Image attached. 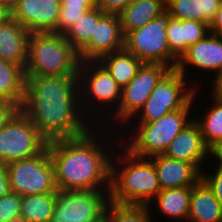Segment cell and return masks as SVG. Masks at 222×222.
I'll use <instances>...</instances> for the list:
<instances>
[{
	"label": "cell",
	"mask_w": 222,
	"mask_h": 222,
	"mask_svg": "<svg viewBox=\"0 0 222 222\" xmlns=\"http://www.w3.org/2000/svg\"><path fill=\"white\" fill-rule=\"evenodd\" d=\"M119 144V132L104 126L48 142L57 190H110L111 159Z\"/></svg>",
	"instance_id": "6da1fadb"
},
{
	"label": "cell",
	"mask_w": 222,
	"mask_h": 222,
	"mask_svg": "<svg viewBox=\"0 0 222 222\" xmlns=\"http://www.w3.org/2000/svg\"><path fill=\"white\" fill-rule=\"evenodd\" d=\"M21 110L48 141L86 134L94 125L80 105L78 76H25Z\"/></svg>",
	"instance_id": "7a4b0ae2"
},
{
	"label": "cell",
	"mask_w": 222,
	"mask_h": 222,
	"mask_svg": "<svg viewBox=\"0 0 222 222\" xmlns=\"http://www.w3.org/2000/svg\"><path fill=\"white\" fill-rule=\"evenodd\" d=\"M160 191L153 161L132 155L119 144L111 159L110 200L148 205Z\"/></svg>",
	"instance_id": "3957f363"
},
{
	"label": "cell",
	"mask_w": 222,
	"mask_h": 222,
	"mask_svg": "<svg viewBox=\"0 0 222 222\" xmlns=\"http://www.w3.org/2000/svg\"><path fill=\"white\" fill-rule=\"evenodd\" d=\"M193 119L192 99L184 108L169 112L156 121L128 123L119 131L120 144L132 155L142 158L164 154L169 144Z\"/></svg>",
	"instance_id": "277c9868"
},
{
	"label": "cell",
	"mask_w": 222,
	"mask_h": 222,
	"mask_svg": "<svg viewBox=\"0 0 222 222\" xmlns=\"http://www.w3.org/2000/svg\"><path fill=\"white\" fill-rule=\"evenodd\" d=\"M80 64L78 51L64 35L30 33L25 76H78Z\"/></svg>",
	"instance_id": "5b68a950"
},
{
	"label": "cell",
	"mask_w": 222,
	"mask_h": 222,
	"mask_svg": "<svg viewBox=\"0 0 222 222\" xmlns=\"http://www.w3.org/2000/svg\"><path fill=\"white\" fill-rule=\"evenodd\" d=\"M78 79L84 115L102 126L118 110L122 88L99 61L81 62Z\"/></svg>",
	"instance_id": "8992f818"
},
{
	"label": "cell",
	"mask_w": 222,
	"mask_h": 222,
	"mask_svg": "<svg viewBox=\"0 0 222 222\" xmlns=\"http://www.w3.org/2000/svg\"><path fill=\"white\" fill-rule=\"evenodd\" d=\"M170 70L163 64L142 63L134 78L122 88L118 110L102 126L121 131L139 113L156 85Z\"/></svg>",
	"instance_id": "52a82bcc"
},
{
	"label": "cell",
	"mask_w": 222,
	"mask_h": 222,
	"mask_svg": "<svg viewBox=\"0 0 222 222\" xmlns=\"http://www.w3.org/2000/svg\"><path fill=\"white\" fill-rule=\"evenodd\" d=\"M170 14L165 9L146 25L124 36V49L142 63H158L176 68L178 59L170 52L166 28Z\"/></svg>",
	"instance_id": "ba28073f"
},
{
	"label": "cell",
	"mask_w": 222,
	"mask_h": 222,
	"mask_svg": "<svg viewBox=\"0 0 222 222\" xmlns=\"http://www.w3.org/2000/svg\"><path fill=\"white\" fill-rule=\"evenodd\" d=\"M196 87L176 69L170 70L156 85L143 108L129 123H149L165 114L184 108Z\"/></svg>",
	"instance_id": "9c48e42d"
},
{
	"label": "cell",
	"mask_w": 222,
	"mask_h": 222,
	"mask_svg": "<svg viewBox=\"0 0 222 222\" xmlns=\"http://www.w3.org/2000/svg\"><path fill=\"white\" fill-rule=\"evenodd\" d=\"M47 145L48 141L19 108L0 130V162L8 164L33 157Z\"/></svg>",
	"instance_id": "30bf717a"
},
{
	"label": "cell",
	"mask_w": 222,
	"mask_h": 222,
	"mask_svg": "<svg viewBox=\"0 0 222 222\" xmlns=\"http://www.w3.org/2000/svg\"><path fill=\"white\" fill-rule=\"evenodd\" d=\"M6 166L12 192L21 196L57 192L48 147L33 157L16 160Z\"/></svg>",
	"instance_id": "8fae6325"
},
{
	"label": "cell",
	"mask_w": 222,
	"mask_h": 222,
	"mask_svg": "<svg viewBox=\"0 0 222 222\" xmlns=\"http://www.w3.org/2000/svg\"><path fill=\"white\" fill-rule=\"evenodd\" d=\"M175 69L183 74L196 88H199L200 85V88L205 91L206 89L202 86H206L205 88L210 87L222 75V36L209 33L202 40L189 46L178 60ZM202 73L207 74L203 76L206 80L201 76L203 75ZM192 75L194 76L193 78L191 77ZM201 77L204 81H209L210 83L208 82L205 85V82L201 81Z\"/></svg>",
	"instance_id": "7c38bea8"
},
{
	"label": "cell",
	"mask_w": 222,
	"mask_h": 222,
	"mask_svg": "<svg viewBox=\"0 0 222 222\" xmlns=\"http://www.w3.org/2000/svg\"><path fill=\"white\" fill-rule=\"evenodd\" d=\"M110 190H57L50 222H105Z\"/></svg>",
	"instance_id": "4fadbf2b"
},
{
	"label": "cell",
	"mask_w": 222,
	"mask_h": 222,
	"mask_svg": "<svg viewBox=\"0 0 222 222\" xmlns=\"http://www.w3.org/2000/svg\"><path fill=\"white\" fill-rule=\"evenodd\" d=\"M61 0H19L11 17L29 33H56Z\"/></svg>",
	"instance_id": "5bb4252c"
},
{
	"label": "cell",
	"mask_w": 222,
	"mask_h": 222,
	"mask_svg": "<svg viewBox=\"0 0 222 222\" xmlns=\"http://www.w3.org/2000/svg\"><path fill=\"white\" fill-rule=\"evenodd\" d=\"M124 48L118 14L105 13L95 26L90 41L78 52L81 62L98 61L102 56Z\"/></svg>",
	"instance_id": "9a60e30c"
},
{
	"label": "cell",
	"mask_w": 222,
	"mask_h": 222,
	"mask_svg": "<svg viewBox=\"0 0 222 222\" xmlns=\"http://www.w3.org/2000/svg\"><path fill=\"white\" fill-rule=\"evenodd\" d=\"M164 155L193 164L202 172L209 160V147L194 119L169 144Z\"/></svg>",
	"instance_id": "2e32d148"
},
{
	"label": "cell",
	"mask_w": 222,
	"mask_h": 222,
	"mask_svg": "<svg viewBox=\"0 0 222 222\" xmlns=\"http://www.w3.org/2000/svg\"><path fill=\"white\" fill-rule=\"evenodd\" d=\"M207 89H209V93L211 94L206 95L201 93L200 95V92L203 91L202 88H196L193 96V105L195 107L194 120L198 123L201 129L205 144L210 147L216 141L222 139V96L218 95L208 87ZM209 99L210 102H208ZM197 102H201L202 104H198ZM206 103H208V105ZM203 108H205V110H203Z\"/></svg>",
	"instance_id": "e0dca14e"
},
{
	"label": "cell",
	"mask_w": 222,
	"mask_h": 222,
	"mask_svg": "<svg viewBox=\"0 0 222 222\" xmlns=\"http://www.w3.org/2000/svg\"><path fill=\"white\" fill-rule=\"evenodd\" d=\"M193 186L176 187L172 189H161L159 194L148 204L153 222H157L156 217L168 219L175 222H187L190 211V198ZM158 213V216L156 214ZM160 214V215H159ZM162 215V216H161ZM175 219V220H174ZM177 220V221H176Z\"/></svg>",
	"instance_id": "ac0fdd59"
},
{
	"label": "cell",
	"mask_w": 222,
	"mask_h": 222,
	"mask_svg": "<svg viewBox=\"0 0 222 222\" xmlns=\"http://www.w3.org/2000/svg\"><path fill=\"white\" fill-rule=\"evenodd\" d=\"M157 171L161 189L194 186L202 178V172L193 164L171 159L164 154L150 157Z\"/></svg>",
	"instance_id": "d6986e66"
},
{
	"label": "cell",
	"mask_w": 222,
	"mask_h": 222,
	"mask_svg": "<svg viewBox=\"0 0 222 222\" xmlns=\"http://www.w3.org/2000/svg\"><path fill=\"white\" fill-rule=\"evenodd\" d=\"M30 33L12 17L0 24V58L21 66L27 63Z\"/></svg>",
	"instance_id": "ffe728a7"
},
{
	"label": "cell",
	"mask_w": 222,
	"mask_h": 222,
	"mask_svg": "<svg viewBox=\"0 0 222 222\" xmlns=\"http://www.w3.org/2000/svg\"><path fill=\"white\" fill-rule=\"evenodd\" d=\"M187 222H222V206L202 179L192 188Z\"/></svg>",
	"instance_id": "44dd1931"
},
{
	"label": "cell",
	"mask_w": 222,
	"mask_h": 222,
	"mask_svg": "<svg viewBox=\"0 0 222 222\" xmlns=\"http://www.w3.org/2000/svg\"><path fill=\"white\" fill-rule=\"evenodd\" d=\"M165 6L166 0H134L118 14L123 35L152 21Z\"/></svg>",
	"instance_id": "7402d4cb"
},
{
	"label": "cell",
	"mask_w": 222,
	"mask_h": 222,
	"mask_svg": "<svg viewBox=\"0 0 222 222\" xmlns=\"http://www.w3.org/2000/svg\"><path fill=\"white\" fill-rule=\"evenodd\" d=\"M24 69L0 58V99L15 103L21 108L25 97Z\"/></svg>",
	"instance_id": "603a6c76"
},
{
	"label": "cell",
	"mask_w": 222,
	"mask_h": 222,
	"mask_svg": "<svg viewBox=\"0 0 222 222\" xmlns=\"http://www.w3.org/2000/svg\"><path fill=\"white\" fill-rule=\"evenodd\" d=\"M121 87H125L136 75L142 62L124 48L106 54L98 60Z\"/></svg>",
	"instance_id": "cb8c5ba5"
},
{
	"label": "cell",
	"mask_w": 222,
	"mask_h": 222,
	"mask_svg": "<svg viewBox=\"0 0 222 222\" xmlns=\"http://www.w3.org/2000/svg\"><path fill=\"white\" fill-rule=\"evenodd\" d=\"M56 204V193L22 196L20 222H50Z\"/></svg>",
	"instance_id": "d4e9b609"
},
{
	"label": "cell",
	"mask_w": 222,
	"mask_h": 222,
	"mask_svg": "<svg viewBox=\"0 0 222 222\" xmlns=\"http://www.w3.org/2000/svg\"><path fill=\"white\" fill-rule=\"evenodd\" d=\"M104 14L96 5L69 29L64 35L65 39L79 52L90 41L95 26Z\"/></svg>",
	"instance_id": "484cf974"
},
{
	"label": "cell",
	"mask_w": 222,
	"mask_h": 222,
	"mask_svg": "<svg viewBox=\"0 0 222 222\" xmlns=\"http://www.w3.org/2000/svg\"><path fill=\"white\" fill-rule=\"evenodd\" d=\"M147 204L117 203L109 200L105 222H153Z\"/></svg>",
	"instance_id": "4316f807"
},
{
	"label": "cell",
	"mask_w": 222,
	"mask_h": 222,
	"mask_svg": "<svg viewBox=\"0 0 222 222\" xmlns=\"http://www.w3.org/2000/svg\"><path fill=\"white\" fill-rule=\"evenodd\" d=\"M97 5V0H61L56 34L65 35L86 12Z\"/></svg>",
	"instance_id": "83f0119b"
},
{
	"label": "cell",
	"mask_w": 222,
	"mask_h": 222,
	"mask_svg": "<svg viewBox=\"0 0 222 222\" xmlns=\"http://www.w3.org/2000/svg\"><path fill=\"white\" fill-rule=\"evenodd\" d=\"M166 35L170 52L179 60L189 47L186 44L185 20L170 17Z\"/></svg>",
	"instance_id": "f1b7e54d"
},
{
	"label": "cell",
	"mask_w": 222,
	"mask_h": 222,
	"mask_svg": "<svg viewBox=\"0 0 222 222\" xmlns=\"http://www.w3.org/2000/svg\"><path fill=\"white\" fill-rule=\"evenodd\" d=\"M165 9L173 18L202 22L200 0H166Z\"/></svg>",
	"instance_id": "f546056e"
},
{
	"label": "cell",
	"mask_w": 222,
	"mask_h": 222,
	"mask_svg": "<svg viewBox=\"0 0 222 222\" xmlns=\"http://www.w3.org/2000/svg\"><path fill=\"white\" fill-rule=\"evenodd\" d=\"M22 196L10 191L0 198V222H20Z\"/></svg>",
	"instance_id": "4dcf8cb0"
},
{
	"label": "cell",
	"mask_w": 222,
	"mask_h": 222,
	"mask_svg": "<svg viewBox=\"0 0 222 222\" xmlns=\"http://www.w3.org/2000/svg\"><path fill=\"white\" fill-rule=\"evenodd\" d=\"M201 179L213 191L214 196L222 206V167L205 166L202 170Z\"/></svg>",
	"instance_id": "1f68e13d"
},
{
	"label": "cell",
	"mask_w": 222,
	"mask_h": 222,
	"mask_svg": "<svg viewBox=\"0 0 222 222\" xmlns=\"http://www.w3.org/2000/svg\"><path fill=\"white\" fill-rule=\"evenodd\" d=\"M186 44L191 46L205 38L210 33L208 23L185 20Z\"/></svg>",
	"instance_id": "d6a6232c"
},
{
	"label": "cell",
	"mask_w": 222,
	"mask_h": 222,
	"mask_svg": "<svg viewBox=\"0 0 222 222\" xmlns=\"http://www.w3.org/2000/svg\"><path fill=\"white\" fill-rule=\"evenodd\" d=\"M222 0H200V13H202V23L209 25L215 19L218 8Z\"/></svg>",
	"instance_id": "836d02e7"
},
{
	"label": "cell",
	"mask_w": 222,
	"mask_h": 222,
	"mask_svg": "<svg viewBox=\"0 0 222 222\" xmlns=\"http://www.w3.org/2000/svg\"><path fill=\"white\" fill-rule=\"evenodd\" d=\"M134 0H97V6L104 13H115L119 14Z\"/></svg>",
	"instance_id": "e575fe53"
},
{
	"label": "cell",
	"mask_w": 222,
	"mask_h": 222,
	"mask_svg": "<svg viewBox=\"0 0 222 222\" xmlns=\"http://www.w3.org/2000/svg\"><path fill=\"white\" fill-rule=\"evenodd\" d=\"M18 109L19 107L15 103L0 99V130Z\"/></svg>",
	"instance_id": "d590c367"
},
{
	"label": "cell",
	"mask_w": 222,
	"mask_h": 222,
	"mask_svg": "<svg viewBox=\"0 0 222 222\" xmlns=\"http://www.w3.org/2000/svg\"><path fill=\"white\" fill-rule=\"evenodd\" d=\"M207 164L206 166L222 167V139L209 147V160Z\"/></svg>",
	"instance_id": "8d00e7d4"
},
{
	"label": "cell",
	"mask_w": 222,
	"mask_h": 222,
	"mask_svg": "<svg viewBox=\"0 0 222 222\" xmlns=\"http://www.w3.org/2000/svg\"><path fill=\"white\" fill-rule=\"evenodd\" d=\"M7 166L0 162V198L10 192Z\"/></svg>",
	"instance_id": "74e56055"
},
{
	"label": "cell",
	"mask_w": 222,
	"mask_h": 222,
	"mask_svg": "<svg viewBox=\"0 0 222 222\" xmlns=\"http://www.w3.org/2000/svg\"><path fill=\"white\" fill-rule=\"evenodd\" d=\"M209 26L211 34L222 36V2L217 10L215 19L211 22Z\"/></svg>",
	"instance_id": "f35d334b"
},
{
	"label": "cell",
	"mask_w": 222,
	"mask_h": 222,
	"mask_svg": "<svg viewBox=\"0 0 222 222\" xmlns=\"http://www.w3.org/2000/svg\"><path fill=\"white\" fill-rule=\"evenodd\" d=\"M9 18H11V10L0 3V24L6 22Z\"/></svg>",
	"instance_id": "ab89813d"
},
{
	"label": "cell",
	"mask_w": 222,
	"mask_h": 222,
	"mask_svg": "<svg viewBox=\"0 0 222 222\" xmlns=\"http://www.w3.org/2000/svg\"><path fill=\"white\" fill-rule=\"evenodd\" d=\"M218 95L222 96V75L216 80V82L210 87Z\"/></svg>",
	"instance_id": "60d3db41"
},
{
	"label": "cell",
	"mask_w": 222,
	"mask_h": 222,
	"mask_svg": "<svg viewBox=\"0 0 222 222\" xmlns=\"http://www.w3.org/2000/svg\"><path fill=\"white\" fill-rule=\"evenodd\" d=\"M19 0H0V3L7 6L10 10L17 4Z\"/></svg>",
	"instance_id": "b9f144b4"
}]
</instances>
